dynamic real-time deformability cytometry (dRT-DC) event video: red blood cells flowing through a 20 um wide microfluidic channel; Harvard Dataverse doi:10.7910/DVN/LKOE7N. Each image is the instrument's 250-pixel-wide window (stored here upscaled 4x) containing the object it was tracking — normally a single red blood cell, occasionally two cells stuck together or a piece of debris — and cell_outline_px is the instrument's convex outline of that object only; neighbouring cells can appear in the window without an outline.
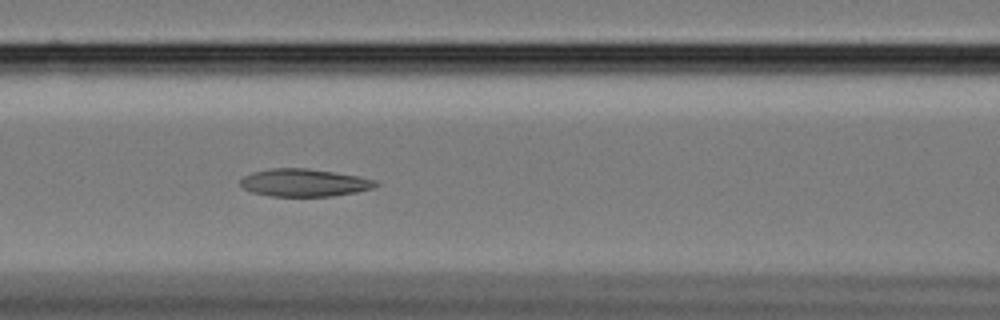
{"species": "Egyptian fruit bat (a non-hibernating species)", "species_latin": "Rousettus aegyptiacus", "temperature_condition": "cold", "stored_images_in_passage": 49, "camera_frame_rate_fps": 3000, "um_per_image_px": 0.085, "animal": {"sex": "female"}, "frame": {"image": 1, "passage_image": 24, "time_ms": 7.667, "image_size_px": [1000, 320], "cell_outline_px": [[380, 184], [372, 188], [356, 192], [332, 196], [268, 196], [252, 192], [244, 188], [240, 184], [240, 180], [244, 176], [252, 172], [268, 168], [308, 168], [356, 176], [376, 180]], "centroid_in_image_um": [25.83, 15.53], "position_along_channel_um": 140.8, "area_um2": 21.73}}
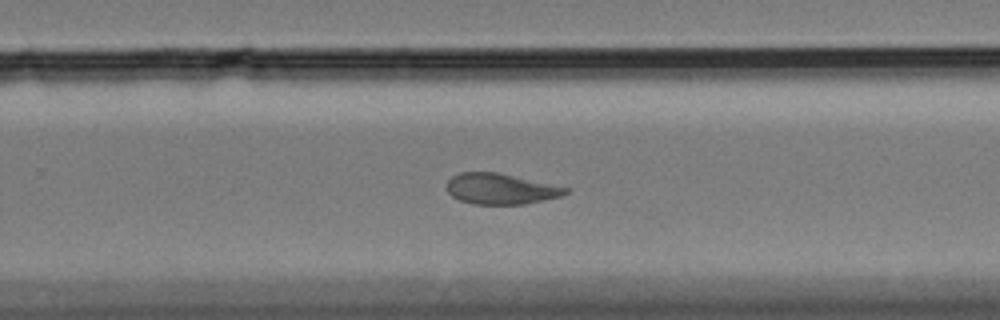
{"frame": {"image": 2, "passage_image": 37, "time_ms": 12.0, "image_size_px": [1000, 320], "cell_outline_px": [[568, 192], [560, 196], [524, 204], [472, 204], [460, 200], [452, 196], [448, 192], [448, 180], [452, 176], [460, 172], [496, 172], [568, 188]], "centroid_in_image_um": [42.51, 16.05], "position_along_channel_um": 287.3, "area_um2": 20.87}}
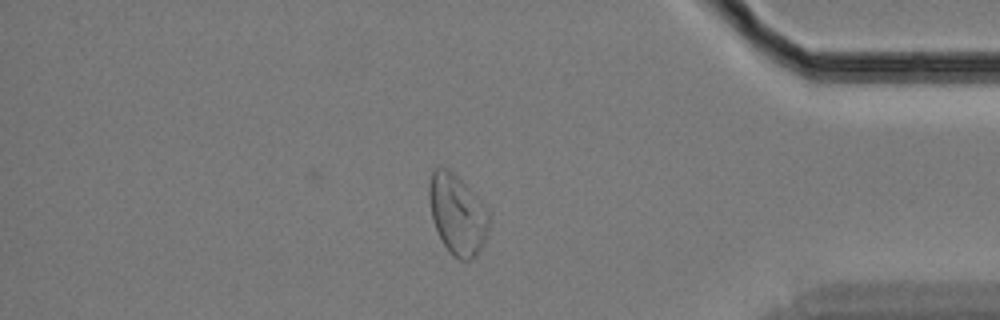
{"frame": {"image": 3, "passage_image": 49, "time_ms": 16.0, "image_size_px": [1000, 320], "cell_outline_px": [[488, 228], [484, 244], [480, 252], [476, 256], [468, 260], [460, 260], [452, 256], [448, 252], [432, 220], [428, 200], [428, 184], [432, 172], [440, 164], [448, 168], [460, 176], [480, 200], [488, 212]], "centroid_in_image_um": [38.85, 18.19], "position_along_channel_um": 396.3, "area_um2": 28.44}, "authors_computed_cell_mechanics": {"area_um2": 22.5998, "velocity_mm_per_s": 3.391, "shape_relaxation_time_tau1_ms": null, "shape_relaxation_time_tau2_ms": 3.1466, "deformation_change_tau1": null, "deformation_change_tau2": 0.0827}}